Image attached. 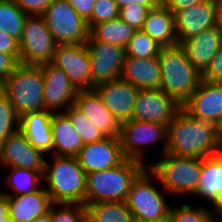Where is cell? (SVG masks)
<instances>
[{"mask_svg":"<svg viewBox=\"0 0 222 222\" xmlns=\"http://www.w3.org/2000/svg\"><path fill=\"white\" fill-rule=\"evenodd\" d=\"M222 150V130L192 117L181 108L167 126L166 153L179 157L206 158Z\"/></svg>","mask_w":222,"mask_h":222,"instance_id":"6da1fadb","label":"cell"},{"mask_svg":"<svg viewBox=\"0 0 222 222\" xmlns=\"http://www.w3.org/2000/svg\"><path fill=\"white\" fill-rule=\"evenodd\" d=\"M51 157V163L45 161L43 179L52 202L85 205L86 173L77 157L54 154Z\"/></svg>","mask_w":222,"mask_h":222,"instance_id":"7a4b0ae2","label":"cell"},{"mask_svg":"<svg viewBox=\"0 0 222 222\" xmlns=\"http://www.w3.org/2000/svg\"><path fill=\"white\" fill-rule=\"evenodd\" d=\"M158 60L161 70V90L173 97L181 106L191 97L201 74L189 61L181 45L162 47Z\"/></svg>","mask_w":222,"mask_h":222,"instance_id":"3957f363","label":"cell"},{"mask_svg":"<svg viewBox=\"0 0 222 222\" xmlns=\"http://www.w3.org/2000/svg\"><path fill=\"white\" fill-rule=\"evenodd\" d=\"M146 166L125 159L118 166L86 174L85 206L96 202L126 201L132 181Z\"/></svg>","mask_w":222,"mask_h":222,"instance_id":"277c9868","label":"cell"},{"mask_svg":"<svg viewBox=\"0 0 222 222\" xmlns=\"http://www.w3.org/2000/svg\"><path fill=\"white\" fill-rule=\"evenodd\" d=\"M43 89L41 65L20 63L1 83V90L6 94L18 117L27 112L45 110Z\"/></svg>","mask_w":222,"mask_h":222,"instance_id":"5b68a950","label":"cell"},{"mask_svg":"<svg viewBox=\"0 0 222 222\" xmlns=\"http://www.w3.org/2000/svg\"><path fill=\"white\" fill-rule=\"evenodd\" d=\"M159 161L147 163L158 184L169 195H195L200 183L202 158L179 157L164 153Z\"/></svg>","mask_w":222,"mask_h":222,"instance_id":"8992f818","label":"cell"},{"mask_svg":"<svg viewBox=\"0 0 222 222\" xmlns=\"http://www.w3.org/2000/svg\"><path fill=\"white\" fill-rule=\"evenodd\" d=\"M154 180H157V176L149 167H145L131 183L126 203L135 221H152L169 215L171 205L165 200L169 194L162 186L157 188L153 185Z\"/></svg>","mask_w":222,"mask_h":222,"instance_id":"52a82bcc","label":"cell"},{"mask_svg":"<svg viewBox=\"0 0 222 222\" xmlns=\"http://www.w3.org/2000/svg\"><path fill=\"white\" fill-rule=\"evenodd\" d=\"M42 16L58 45L86 43L89 38L87 22L67 0H54Z\"/></svg>","mask_w":222,"mask_h":222,"instance_id":"ba28073f","label":"cell"},{"mask_svg":"<svg viewBox=\"0 0 222 222\" xmlns=\"http://www.w3.org/2000/svg\"><path fill=\"white\" fill-rule=\"evenodd\" d=\"M19 62L41 65L52 60L58 46L42 15H29L19 40Z\"/></svg>","mask_w":222,"mask_h":222,"instance_id":"9c48e42d","label":"cell"},{"mask_svg":"<svg viewBox=\"0 0 222 222\" xmlns=\"http://www.w3.org/2000/svg\"><path fill=\"white\" fill-rule=\"evenodd\" d=\"M119 139L125 159L139 161L147 167V161L144 163L146 158L143 148L145 145L161 141L164 142L162 151L164 154L167 149V126L129 119L121 123Z\"/></svg>","mask_w":222,"mask_h":222,"instance_id":"30bf717a","label":"cell"},{"mask_svg":"<svg viewBox=\"0 0 222 222\" xmlns=\"http://www.w3.org/2000/svg\"><path fill=\"white\" fill-rule=\"evenodd\" d=\"M91 66V90L95 86L121 77L125 60V48L94 39L90 34L86 41Z\"/></svg>","mask_w":222,"mask_h":222,"instance_id":"8fae6325","label":"cell"},{"mask_svg":"<svg viewBox=\"0 0 222 222\" xmlns=\"http://www.w3.org/2000/svg\"><path fill=\"white\" fill-rule=\"evenodd\" d=\"M77 90H91V66L86 43L58 45L52 60Z\"/></svg>","mask_w":222,"mask_h":222,"instance_id":"7c38bea8","label":"cell"},{"mask_svg":"<svg viewBox=\"0 0 222 222\" xmlns=\"http://www.w3.org/2000/svg\"><path fill=\"white\" fill-rule=\"evenodd\" d=\"M182 106L161 89L139 90L131 119L168 124Z\"/></svg>","mask_w":222,"mask_h":222,"instance_id":"4fadbf2b","label":"cell"},{"mask_svg":"<svg viewBox=\"0 0 222 222\" xmlns=\"http://www.w3.org/2000/svg\"><path fill=\"white\" fill-rule=\"evenodd\" d=\"M43 155L18 129L0 144V167L35 170L44 175L46 159Z\"/></svg>","mask_w":222,"mask_h":222,"instance_id":"5bb4252c","label":"cell"},{"mask_svg":"<svg viewBox=\"0 0 222 222\" xmlns=\"http://www.w3.org/2000/svg\"><path fill=\"white\" fill-rule=\"evenodd\" d=\"M182 108L192 117L213 123L222 130V83L201 79Z\"/></svg>","mask_w":222,"mask_h":222,"instance_id":"9a60e30c","label":"cell"},{"mask_svg":"<svg viewBox=\"0 0 222 222\" xmlns=\"http://www.w3.org/2000/svg\"><path fill=\"white\" fill-rule=\"evenodd\" d=\"M44 78V109L64 112L74 104L78 90L64 71L50 62L41 64Z\"/></svg>","mask_w":222,"mask_h":222,"instance_id":"2e32d148","label":"cell"},{"mask_svg":"<svg viewBox=\"0 0 222 222\" xmlns=\"http://www.w3.org/2000/svg\"><path fill=\"white\" fill-rule=\"evenodd\" d=\"M177 44L197 36L204 30L217 26V2L208 0L174 14Z\"/></svg>","mask_w":222,"mask_h":222,"instance_id":"e0dca14e","label":"cell"},{"mask_svg":"<svg viewBox=\"0 0 222 222\" xmlns=\"http://www.w3.org/2000/svg\"><path fill=\"white\" fill-rule=\"evenodd\" d=\"M76 157L86 174L114 168L125 160L119 137L84 144Z\"/></svg>","mask_w":222,"mask_h":222,"instance_id":"ac0fdd59","label":"cell"},{"mask_svg":"<svg viewBox=\"0 0 222 222\" xmlns=\"http://www.w3.org/2000/svg\"><path fill=\"white\" fill-rule=\"evenodd\" d=\"M103 104L120 123L131 119L139 89L121 77L94 87Z\"/></svg>","mask_w":222,"mask_h":222,"instance_id":"d6986e66","label":"cell"},{"mask_svg":"<svg viewBox=\"0 0 222 222\" xmlns=\"http://www.w3.org/2000/svg\"><path fill=\"white\" fill-rule=\"evenodd\" d=\"M74 105L107 137H119L121 123L93 90H78Z\"/></svg>","mask_w":222,"mask_h":222,"instance_id":"ffe728a7","label":"cell"},{"mask_svg":"<svg viewBox=\"0 0 222 222\" xmlns=\"http://www.w3.org/2000/svg\"><path fill=\"white\" fill-rule=\"evenodd\" d=\"M52 115L50 110H40L19 117V130L33 147L44 154H53Z\"/></svg>","mask_w":222,"mask_h":222,"instance_id":"44dd1931","label":"cell"},{"mask_svg":"<svg viewBox=\"0 0 222 222\" xmlns=\"http://www.w3.org/2000/svg\"><path fill=\"white\" fill-rule=\"evenodd\" d=\"M222 45V31L214 26L183 42L181 46L195 69L202 74Z\"/></svg>","mask_w":222,"mask_h":222,"instance_id":"7402d4cb","label":"cell"},{"mask_svg":"<svg viewBox=\"0 0 222 222\" xmlns=\"http://www.w3.org/2000/svg\"><path fill=\"white\" fill-rule=\"evenodd\" d=\"M121 78L139 90L161 89V70L158 57L125 56Z\"/></svg>","mask_w":222,"mask_h":222,"instance_id":"603a6c76","label":"cell"},{"mask_svg":"<svg viewBox=\"0 0 222 222\" xmlns=\"http://www.w3.org/2000/svg\"><path fill=\"white\" fill-rule=\"evenodd\" d=\"M45 187L26 195L7 196L9 215L14 222H31L49 212L54 203Z\"/></svg>","mask_w":222,"mask_h":222,"instance_id":"cb8c5ba5","label":"cell"},{"mask_svg":"<svg viewBox=\"0 0 222 222\" xmlns=\"http://www.w3.org/2000/svg\"><path fill=\"white\" fill-rule=\"evenodd\" d=\"M141 30L161 47L177 45L174 14L163 2L147 12Z\"/></svg>","mask_w":222,"mask_h":222,"instance_id":"d4e9b609","label":"cell"},{"mask_svg":"<svg viewBox=\"0 0 222 222\" xmlns=\"http://www.w3.org/2000/svg\"><path fill=\"white\" fill-rule=\"evenodd\" d=\"M53 154L77 156L84 144L64 112H53L51 119Z\"/></svg>","mask_w":222,"mask_h":222,"instance_id":"484cf974","label":"cell"},{"mask_svg":"<svg viewBox=\"0 0 222 222\" xmlns=\"http://www.w3.org/2000/svg\"><path fill=\"white\" fill-rule=\"evenodd\" d=\"M194 196L213 207L222 199V159L218 155L202 159L200 183Z\"/></svg>","mask_w":222,"mask_h":222,"instance_id":"4316f807","label":"cell"},{"mask_svg":"<svg viewBox=\"0 0 222 222\" xmlns=\"http://www.w3.org/2000/svg\"><path fill=\"white\" fill-rule=\"evenodd\" d=\"M86 220L87 222H135L126 201L87 204Z\"/></svg>","mask_w":222,"mask_h":222,"instance_id":"83f0119b","label":"cell"},{"mask_svg":"<svg viewBox=\"0 0 222 222\" xmlns=\"http://www.w3.org/2000/svg\"><path fill=\"white\" fill-rule=\"evenodd\" d=\"M9 170L11 171H9V175H6L4 184L8 186L7 188L13 190V192L7 191L9 190L7 188H5L6 192L3 190L0 191L7 196L26 195L41 189L45 183L43 182V174L39 171L16 167H10Z\"/></svg>","mask_w":222,"mask_h":222,"instance_id":"f1b7e54d","label":"cell"},{"mask_svg":"<svg viewBox=\"0 0 222 222\" xmlns=\"http://www.w3.org/2000/svg\"><path fill=\"white\" fill-rule=\"evenodd\" d=\"M135 29L119 17L95 24L89 34L96 40L126 47L135 33Z\"/></svg>","mask_w":222,"mask_h":222,"instance_id":"f546056e","label":"cell"},{"mask_svg":"<svg viewBox=\"0 0 222 222\" xmlns=\"http://www.w3.org/2000/svg\"><path fill=\"white\" fill-rule=\"evenodd\" d=\"M28 16L14 0H0V30L8 33L18 42Z\"/></svg>","mask_w":222,"mask_h":222,"instance_id":"4dcf8cb0","label":"cell"},{"mask_svg":"<svg viewBox=\"0 0 222 222\" xmlns=\"http://www.w3.org/2000/svg\"><path fill=\"white\" fill-rule=\"evenodd\" d=\"M64 113L70 119L83 144L99 142L107 138L74 104Z\"/></svg>","mask_w":222,"mask_h":222,"instance_id":"1f68e13d","label":"cell"},{"mask_svg":"<svg viewBox=\"0 0 222 222\" xmlns=\"http://www.w3.org/2000/svg\"><path fill=\"white\" fill-rule=\"evenodd\" d=\"M214 207L211 209L206 207V204L202 206H194L193 208L189 204L179 205L177 207L171 205L169 210V217L171 222H217L215 217Z\"/></svg>","mask_w":222,"mask_h":222,"instance_id":"d6a6232c","label":"cell"},{"mask_svg":"<svg viewBox=\"0 0 222 222\" xmlns=\"http://www.w3.org/2000/svg\"><path fill=\"white\" fill-rule=\"evenodd\" d=\"M161 46L142 30H136L125 47L126 56L135 58L158 57Z\"/></svg>","mask_w":222,"mask_h":222,"instance_id":"836d02e7","label":"cell"},{"mask_svg":"<svg viewBox=\"0 0 222 222\" xmlns=\"http://www.w3.org/2000/svg\"><path fill=\"white\" fill-rule=\"evenodd\" d=\"M51 222H87L84 204L54 203L50 207Z\"/></svg>","mask_w":222,"mask_h":222,"instance_id":"e575fe53","label":"cell"},{"mask_svg":"<svg viewBox=\"0 0 222 222\" xmlns=\"http://www.w3.org/2000/svg\"><path fill=\"white\" fill-rule=\"evenodd\" d=\"M18 129L19 117L6 94L0 90V144Z\"/></svg>","mask_w":222,"mask_h":222,"instance_id":"d590c367","label":"cell"},{"mask_svg":"<svg viewBox=\"0 0 222 222\" xmlns=\"http://www.w3.org/2000/svg\"><path fill=\"white\" fill-rule=\"evenodd\" d=\"M118 16L119 7L114 0H96L87 25L90 30L95 24L116 19Z\"/></svg>","mask_w":222,"mask_h":222,"instance_id":"8d00e7d4","label":"cell"},{"mask_svg":"<svg viewBox=\"0 0 222 222\" xmlns=\"http://www.w3.org/2000/svg\"><path fill=\"white\" fill-rule=\"evenodd\" d=\"M149 10L147 6L132 3L119 8L118 17L132 26L135 30H141Z\"/></svg>","mask_w":222,"mask_h":222,"instance_id":"74e56055","label":"cell"},{"mask_svg":"<svg viewBox=\"0 0 222 222\" xmlns=\"http://www.w3.org/2000/svg\"><path fill=\"white\" fill-rule=\"evenodd\" d=\"M201 78L209 82L222 83V45L201 74Z\"/></svg>","mask_w":222,"mask_h":222,"instance_id":"f35d334b","label":"cell"},{"mask_svg":"<svg viewBox=\"0 0 222 222\" xmlns=\"http://www.w3.org/2000/svg\"><path fill=\"white\" fill-rule=\"evenodd\" d=\"M17 6L28 15H42L54 0H14Z\"/></svg>","mask_w":222,"mask_h":222,"instance_id":"ab89813d","label":"cell"},{"mask_svg":"<svg viewBox=\"0 0 222 222\" xmlns=\"http://www.w3.org/2000/svg\"><path fill=\"white\" fill-rule=\"evenodd\" d=\"M20 54H6L0 52V83L6 80L20 64Z\"/></svg>","mask_w":222,"mask_h":222,"instance_id":"60d3db41","label":"cell"},{"mask_svg":"<svg viewBox=\"0 0 222 222\" xmlns=\"http://www.w3.org/2000/svg\"><path fill=\"white\" fill-rule=\"evenodd\" d=\"M77 13L88 22L96 0H67Z\"/></svg>","mask_w":222,"mask_h":222,"instance_id":"b9f144b4","label":"cell"},{"mask_svg":"<svg viewBox=\"0 0 222 222\" xmlns=\"http://www.w3.org/2000/svg\"><path fill=\"white\" fill-rule=\"evenodd\" d=\"M0 52L20 54L18 41L2 30H0Z\"/></svg>","mask_w":222,"mask_h":222,"instance_id":"7bdbcfd3","label":"cell"},{"mask_svg":"<svg viewBox=\"0 0 222 222\" xmlns=\"http://www.w3.org/2000/svg\"><path fill=\"white\" fill-rule=\"evenodd\" d=\"M208 0H162V2L171 10L173 14L177 11L187 9L196 4L204 3Z\"/></svg>","mask_w":222,"mask_h":222,"instance_id":"ee69618b","label":"cell"},{"mask_svg":"<svg viewBox=\"0 0 222 222\" xmlns=\"http://www.w3.org/2000/svg\"><path fill=\"white\" fill-rule=\"evenodd\" d=\"M118 7L126 6L132 3L147 6L149 9L156 7L159 5L162 0H114Z\"/></svg>","mask_w":222,"mask_h":222,"instance_id":"f6af8a7d","label":"cell"},{"mask_svg":"<svg viewBox=\"0 0 222 222\" xmlns=\"http://www.w3.org/2000/svg\"><path fill=\"white\" fill-rule=\"evenodd\" d=\"M9 213L7 195L0 192V220H5Z\"/></svg>","mask_w":222,"mask_h":222,"instance_id":"bcb514c9","label":"cell"},{"mask_svg":"<svg viewBox=\"0 0 222 222\" xmlns=\"http://www.w3.org/2000/svg\"><path fill=\"white\" fill-rule=\"evenodd\" d=\"M217 2V27L222 31V0Z\"/></svg>","mask_w":222,"mask_h":222,"instance_id":"7dc6e473","label":"cell"},{"mask_svg":"<svg viewBox=\"0 0 222 222\" xmlns=\"http://www.w3.org/2000/svg\"><path fill=\"white\" fill-rule=\"evenodd\" d=\"M215 217L217 222H222V199L214 207Z\"/></svg>","mask_w":222,"mask_h":222,"instance_id":"c3c4849f","label":"cell"},{"mask_svg":"<svg viewBox=\"0 0 222 222\" xmlns=\"http://www.w3.org/2000/svg\"><path fill=\"white\" fill-rule=\"evenodd\" d=\"M31 222H51V218H50V210L48 213L39 216L37 218H35L34 220H32Z\"/></svg>","mask_w":222,"mask_h":222,"instance_id":"681fc988","label":"cell"},{"mask_svg":"<svg viewBox=\"0 0 222 222\" xmlns=\"http://www.w3.org/2000/svg\"><path fill=\"white\" fill-rule=\"evenodd\" d=\"M135 222H171L169 215L167 217H163L157 220H142V221H135Z\"/></svg>","mask_w":222,"mask_h":222,"instance_id":"f907efd6","label":"cell"},{"mask_svg":"<svg viewBox=\"0 0 222 222\" xmlns=\"http://www.w3.org/2000/svg\"><path fill=\"white\" fill-rule=\"evenodd\" d=\"M0 222H14L10 217L9 213L5 216V220H0Z\"/></svg>","mask_w":222,"mask_h":222,"instance_id":"816d5d0a","label":"cell"},{"mask_svg":"<svg viewBox=\"0 0 222 222\" xmlns=\"http://www.w3.org/2000/svg\"><path fill=\"white\" fill-rule=\"evenodd\" d=\"M218 156L222 159V150L219 152Z\"/></svg>","mask_w":222,"mask_h":222,"instance_id":"f5cc1de1","label":"cell"}]
</instances>
